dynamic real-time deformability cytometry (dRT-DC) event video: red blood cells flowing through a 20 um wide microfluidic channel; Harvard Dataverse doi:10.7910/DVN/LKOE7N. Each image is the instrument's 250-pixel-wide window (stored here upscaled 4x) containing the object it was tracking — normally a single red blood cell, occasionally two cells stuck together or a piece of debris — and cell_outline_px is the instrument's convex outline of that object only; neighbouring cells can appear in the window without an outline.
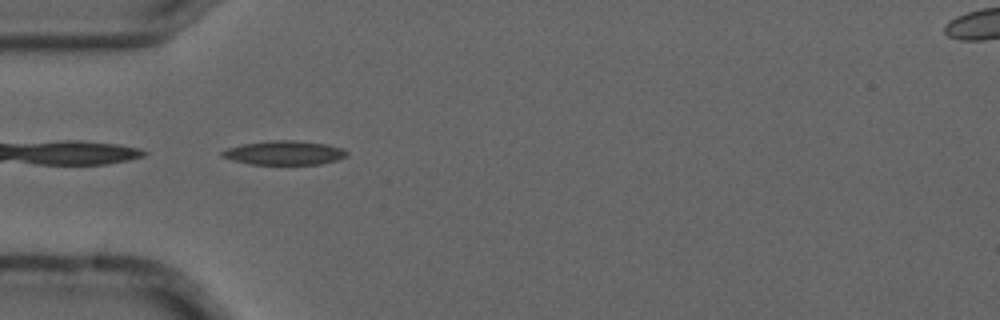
{"species": "common noctule bat (a hibernating species)", "species_latin": "Nyctalus noctula", "temperature_condition": "cold", "stored_images_in_passage": 5, "camera_frame_rate_fps": 3000, "um_per_image_px": 0.085, "animal": {"sex": "male", "forearm_length_mm": 52.5}, "frame": {"image": 1, "passage_image": 4, "time_ms": 1.0, "image_size_px": [1000, 320], "cell_outline_px": [[348, 156], [336, 160], [320, 164], [248, 164], [232, 160], [220, 156], [220, 152], [228, 148], [244, 144], [272, 140], [296, 140], [324, 144], [340, 148], [348, 152]], "centroid_in_image_um": [24.14, 12.99], "position_along_channel_um": 60.9, "area_um2": 17.34}}
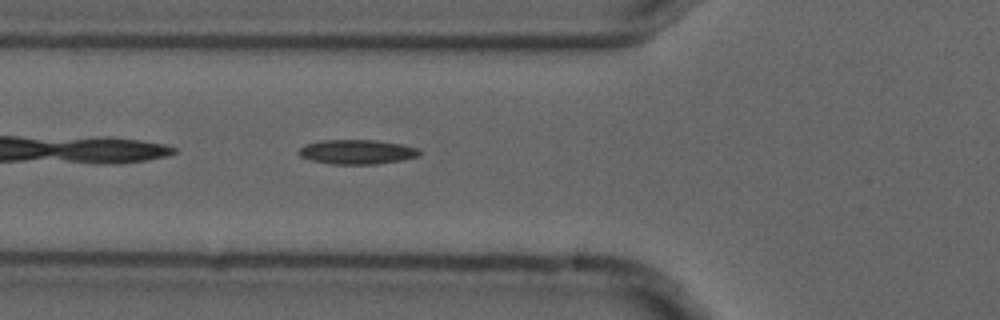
{"frame": {"image": 2, "passage_image": 5, "time_ms": 1.333, "image_size_px": [1000, 320], "cell_outline_px": [[420, 156], [404, 160], [376, 164], [332, 164], [312, 160], [300, 156], [296, 152], [304, 144], [320, 140], [376, 140], [400, 144], [420, 148]], "centroid_in_image_um": [30.35, 12.91], "position_along_channel_um": 95.4, "area_um2": 17.4}}